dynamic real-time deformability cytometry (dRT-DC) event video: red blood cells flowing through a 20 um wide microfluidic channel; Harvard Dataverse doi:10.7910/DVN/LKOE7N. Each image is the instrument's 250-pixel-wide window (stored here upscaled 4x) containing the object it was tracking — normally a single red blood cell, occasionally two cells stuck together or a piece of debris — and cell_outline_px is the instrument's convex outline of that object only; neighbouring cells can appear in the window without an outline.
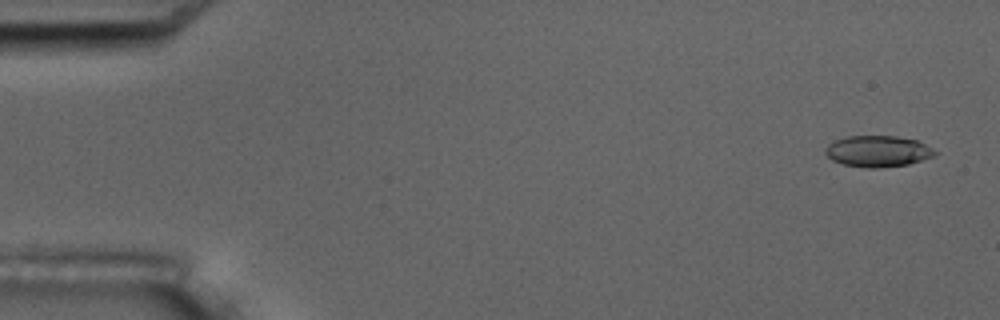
{"species": "common noctule bat (a hibernating species)", "species_latin": "Nyctalus noctula", "temperature_condition": "room temperature", "stored_images_in_passage": 5, "segment_of_instrument_passage": [1, 2], "camera_frame_rate_fps": 3000, "um_per_image_px": 0.085, "animal": {"sex": "male", "body_mass_g": 17.5, "forearm_length_mm": 52.3}, "frame": {"image": 1, "passage_image": 1, "time_ms": 0.0, "image_size_px": [1000, 320], "cell_outline_px": [[940, 152], [936, 156], [908, 164], [876, 168], [868, 168], [844, 164], [832, 160], [824, 152], [824, 148], [828, 144], [836, 140], [848, 136], [896, 136], [916, 140]], "centroid_in_image_um": [74.64, 12.85], "position_along_channel_um": 10.4, "area_um2": 19.94}}
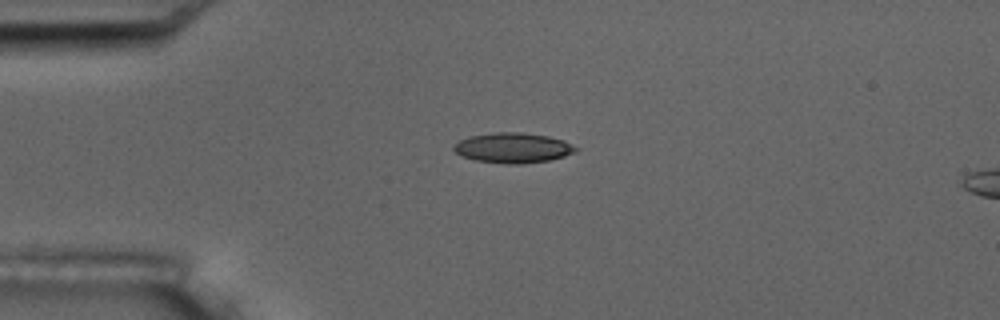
{"frame": {"image": 2, "passage_image": 4, "time_ms": 3.667, "image_size_px": [1000, 320], "cell_outline_px": [[580, 148], [576, 152], [564, 156], [548, 160], [520, 164], [508, 164], [476, 160], [460, 156], [452, 148], [460, 140], [472, 136], [496, 132], [524, 132], [548, 136], [564, 140]], "centroid_in_image_um": [43.64, 12.56], "position_along_channel_um": 41.4, "area_um2": 21.39}}